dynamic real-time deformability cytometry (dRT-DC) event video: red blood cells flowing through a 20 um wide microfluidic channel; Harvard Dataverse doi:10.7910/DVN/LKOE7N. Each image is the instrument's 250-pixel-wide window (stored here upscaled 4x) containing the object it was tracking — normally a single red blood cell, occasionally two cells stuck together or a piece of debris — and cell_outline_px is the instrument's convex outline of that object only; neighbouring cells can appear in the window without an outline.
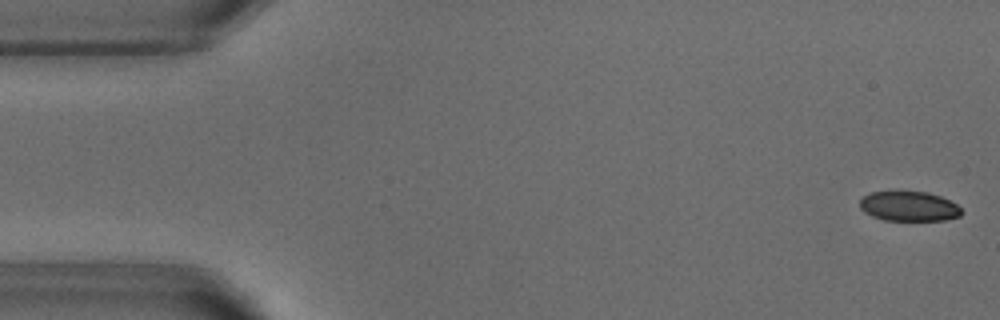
{"species": "common noctule bat (a hibernating species)", "species_latin": "Nyctalus noctula", "temperature_condition": "warm", "stored_images_in_passage": 52, "camera_frame_rate_fps": 3000, "um_per_image_px": 0.085, "animal": {"sex": "male", "body_mass_g": 18.8}, "frame": {"image": 1, "passage_image": 1, "time_ms": 0.0, "image_size_px": [1000, 320], "cell_outline_px": [[964, 212], [960, 216], [944, 220], [884, 220], [872, 216], [864, 212], [860, 208], [860, 200], [868, 192], [892, 188], [928, 192], [940, 196], [956, 204]], "centroid_in_image_um": [77.21, 17.48], "position_along_channel_um": 7.8, "area_um2": 18.44}}
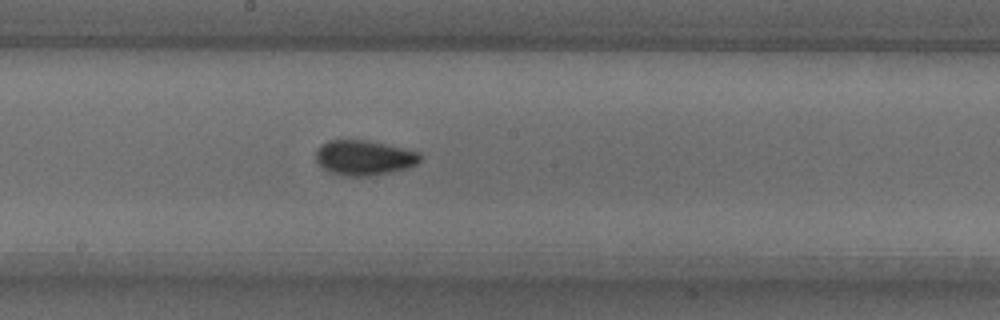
{"frame": {"image": 2, "passage_image": 27, "time_ms": 8.667, "image_size_px": [1000, 320], "cell_outline_px": [[420, 160], [416, 164], [408, 168], [368, 176], [348, 176], [332, 172], [324, 168], [316, 160], [316, 148], [320, 144], [328, 140], [364, 140], [404, 148], [420, 152]], "centroid_in_image_um": [30.93, 13.39], "position_along_channel_um": 217.3, "area_um2": 21.04}}
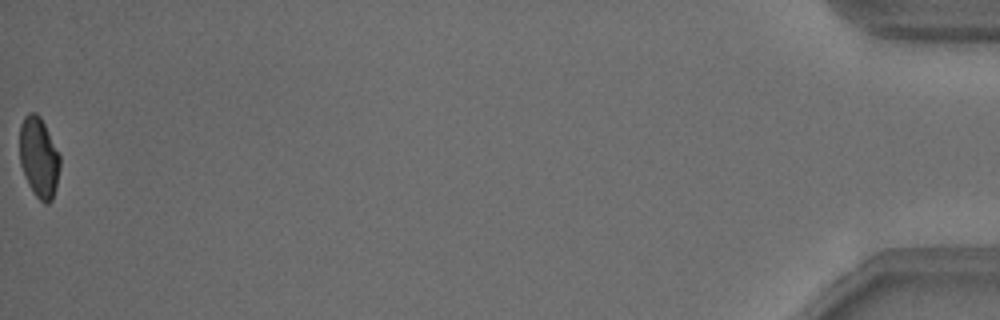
{"frame": {"image": 3, "passage_image": 52, "time_ms": 17.0, "image_size_px": [1000, 320], "cell_outline_px": [[60, 168], [56, 188], [52, 200], [48, 204], [44, 204], [32, 192], [24, 176], [20, 164], [20, 124], [24, 116], [28, 112], [36, 112], [40, 116], [60, 156]], "centroid_in_image_um": [3.3, 13.4], "position_along_channel_um": 431.9, "area_um2": 19.02}, "authors_computed_cell_mechanics": {"area_um2": 19.9988, "velocity_mm_per_s": 3.8287, "shape_relaxation_time_tau1_ms": 3.3117, "shape_relaxation_time_tau2_ms": 1.457, "deformation_change_tau1": 0.108, "deformation_change_tau2": 0.0596}}